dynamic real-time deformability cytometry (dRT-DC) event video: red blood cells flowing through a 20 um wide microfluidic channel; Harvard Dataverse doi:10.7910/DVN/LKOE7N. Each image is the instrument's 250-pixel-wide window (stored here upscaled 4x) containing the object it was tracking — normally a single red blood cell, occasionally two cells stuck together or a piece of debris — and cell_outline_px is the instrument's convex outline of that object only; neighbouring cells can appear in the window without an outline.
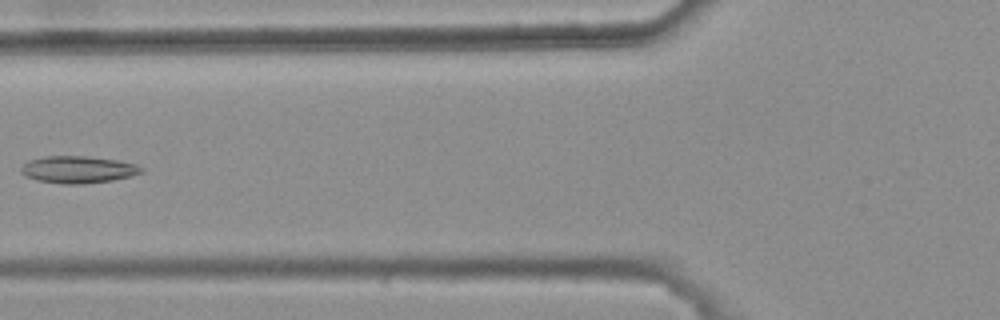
{"species": "common noctule bat (a hibernating species)", "species_latin": "Nyctalus noctula", "temperature_condition": "warm", "stored_images_in_passage": 6, "camera_frame_rate_fps": 3000, "um_per_image_px": 0.085, "animal": {"sex": "female", "body_mass_g": 25.1}, "frame": {"image": 1, "passage_image": 6, "time_ms": 1.667, "image_size_px": [1000, 320], "cell_outline_px": [[144, 172], [132, 176], [112, 180], [80, 184], [60, 184], [36, 180], [24, 176], [20, 172], [20, 168], [28, 160], [44, 156], [88, 156], [116, 160], [136, 164], [144, 168]], "centroid_in_image_um": [6.62, 14.41], "position_along_channel_um": 119.2, "area_um2": 19.19}}